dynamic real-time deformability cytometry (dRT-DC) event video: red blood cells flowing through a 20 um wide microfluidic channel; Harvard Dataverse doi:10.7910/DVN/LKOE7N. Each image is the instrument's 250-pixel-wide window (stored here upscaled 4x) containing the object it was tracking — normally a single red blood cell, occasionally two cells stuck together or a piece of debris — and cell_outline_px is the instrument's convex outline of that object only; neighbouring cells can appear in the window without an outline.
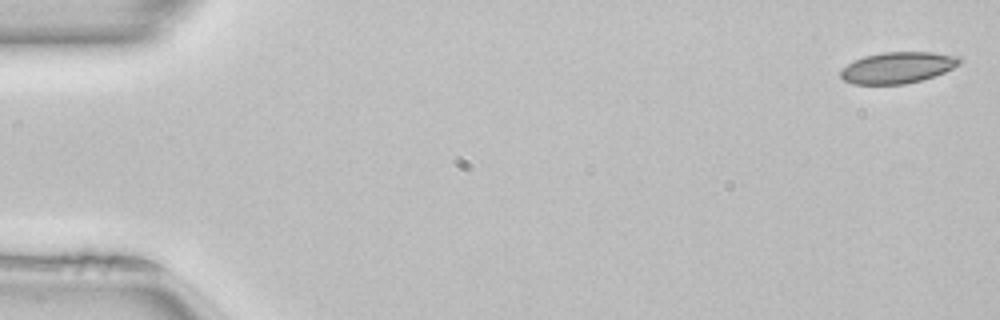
{"species": "common noctule bat (a hibernating species)", "species_latin": "Nyctalus noctula", "temperature_condition": "room temperature", "stored_images_in_passage": 50, "camera_frame_rate_fps": 3000, "um_per_image_px": 0.085, "animal": {"sex": "female", "body_mass_g": 22.7, "forearm_length_mm": 54.2}, "frame": {"image": 1, "passage_image": 1, "time_ms": 0.0, "image_size_px": [1000, 320], "cell_outline_px": [[960, 64], [944, 72], [920, 80], [904, 84], [852, 84], [844, 80], [840, 76], [840, 72], [848, 64], [864, 56], [884, 52], [932, 52], [960, 56]], "centroid_in_image_um": [76.3, 5.74], "position_along_channel_um": 8.7, "area_um2": 21.44}}
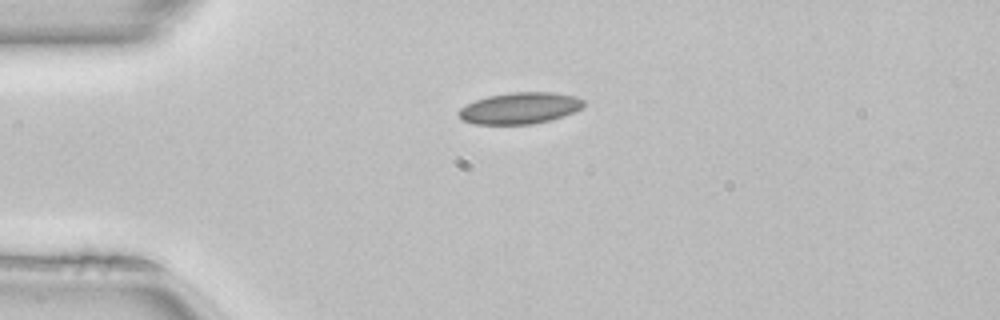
{"frame": {"image": 2, "passage_image": 12, "time_ms": 3.667, "image_size_px": [1000, 320], "cell_outline_px": [[584, 104], [580, 108], [564, 116], [552, 120], [532, 124], [472, 124], [460, 120], [456, 112], [460, 108], [476, 100], [488, 96], [512, 92], [552, 92], [576, 96], [584, 100]], "centroid_in_image_um": [44.15, 9.2], "position_along_channel_um": 40.8, "area_um2": 23.0}}
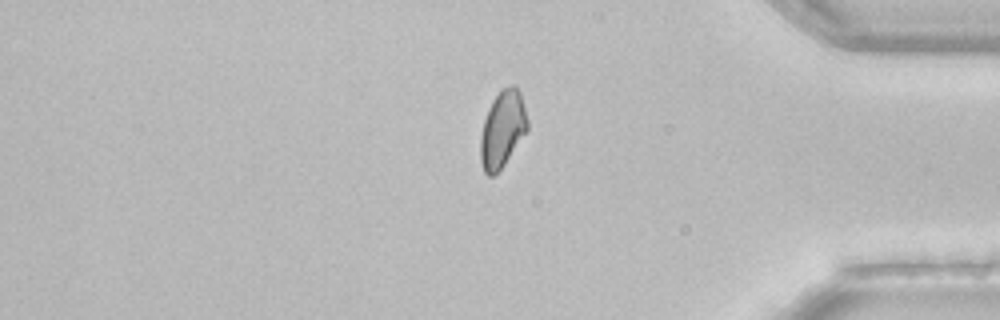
{"frame": {"image": 3, "passage_image": 42, "time_ms": 13.667, "image_size_px": [1000, 320], "cell_outline_px": [[528, 128], [504, 164], [492, 176], [488, 176], [484, 172], [480, 160], [480, 140], [484, 120], [488, 108], [492, 100], [500, 88], [512, 84], [516, 84], [520, 92], [528, 120]], "centroid_in_image_um": [42.7, 10.92], "position_along_channel_um": 392.5, "area_um2": 20.92}, "authors_computed_cell_mechanics": {"area_um2": 21.7617, "velocity_mm_per_s": 4.0457, "shape_relaxation_time_tau1_ms": 9.2843, "shape_relaxation_time_tau2_ms": 2.9271, "deformation_change_tau1": 0.1133, "deformation_change_tau2": 0.0694}}